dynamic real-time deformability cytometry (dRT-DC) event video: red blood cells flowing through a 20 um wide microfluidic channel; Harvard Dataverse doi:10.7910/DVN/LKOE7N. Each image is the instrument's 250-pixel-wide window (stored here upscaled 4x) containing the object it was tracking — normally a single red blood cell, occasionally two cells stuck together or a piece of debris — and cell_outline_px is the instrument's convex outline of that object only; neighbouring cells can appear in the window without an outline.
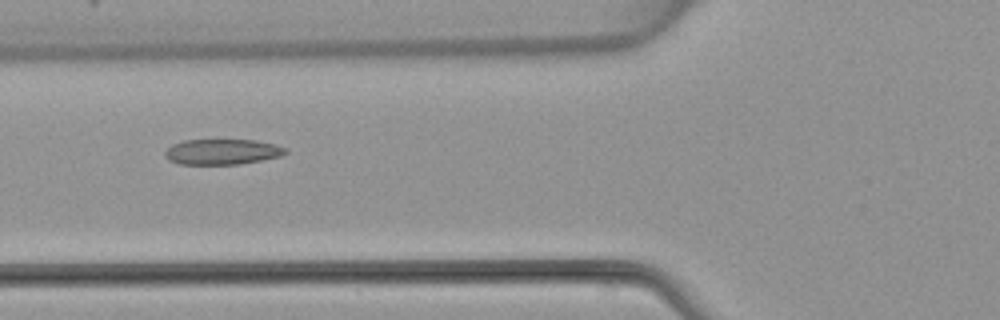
{"species": "common noctule bat (a hibernating species)", "species_latin": "Nyctalus noctula", "temperature_condition": "warm", "stored_images_in_passage": 3, "camera_frame_rate_fps": 3000, "um_per_image_px": 0.085, "animal": {"sex": "female", "body_mass_g": 22.7, "forearm_length_mm": 54.2}, "frame": {"image": 1, "passage_image": 3, "time_ms": 2.333, "image_size_px": [1000, 320], "cell_outline_px": [[288, 152], [280, 156], [240, 164], [180, 164], [168, 160], [164, 156], [164, 152], [172, 144], [184, 140], [256, 140], [276, 144], [288, 148]], "centroid_in_image_um": [18.89, 12.9], "position_along_channel_um": 106.9, "area_um2": 17.98}}